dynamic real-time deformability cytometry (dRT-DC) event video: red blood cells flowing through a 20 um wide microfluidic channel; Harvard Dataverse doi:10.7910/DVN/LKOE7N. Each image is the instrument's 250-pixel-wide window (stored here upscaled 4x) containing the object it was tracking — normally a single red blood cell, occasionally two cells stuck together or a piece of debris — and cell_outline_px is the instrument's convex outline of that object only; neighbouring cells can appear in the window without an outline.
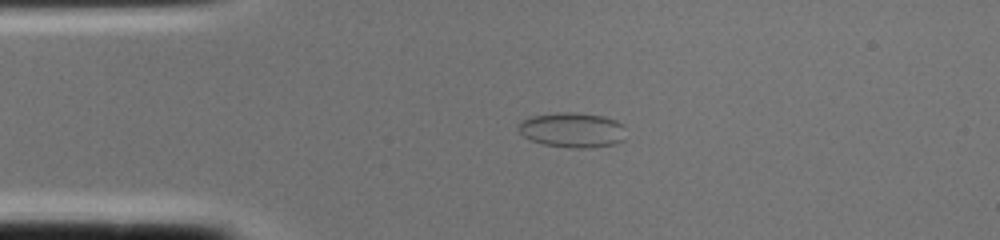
{"species": "common noctule bat (a hibernating species)", "species_latin": "Nyctalus noctula", "temperature_condition": "cold", "stored_images_in_passage": 1, "camera_frame_rate_fps": 3000, "um_per_image_px": 0.085, "animal": {"sex": "female", "body_mass_g": 22.0, "forearm_length_mm": 56.7}, "frame": {"image": 1, "passage_image": 1, "time_ms": 0.0, "image_size_px": [1000, 240], "cell_outline_px": [[624, 140], [616, 144], [588, 148], [568, 148], [544, 144], [532, 140], [524, 136], [516, 128], [520, 120], [532, 116], [560, 112], [572, 112], [604, 116], [616, 120], [624, 124]], "centroid_in_image_um": [48.66, 11.05], "position_along_channel_um": 36.3, "area_um2": 22.14}}